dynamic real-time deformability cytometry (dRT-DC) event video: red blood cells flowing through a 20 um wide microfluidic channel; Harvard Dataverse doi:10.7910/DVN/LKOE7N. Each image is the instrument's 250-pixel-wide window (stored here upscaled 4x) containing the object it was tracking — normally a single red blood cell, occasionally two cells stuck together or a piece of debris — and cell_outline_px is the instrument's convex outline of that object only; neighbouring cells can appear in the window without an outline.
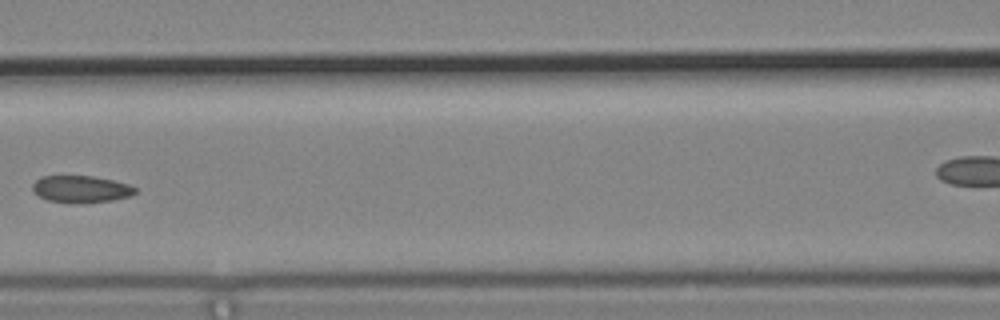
{"species": "common noctule bat (a hibernating species)", "species_latin": "Nyctalus noctula", "temperature_condition": "cold", "stored_images_in_passage": 9, "segment_of_instrument_passage": [1, 2], "camera_frame_rate_fps": 3000, "um_per_image_px": 0.085, "animal": {"sex": "male", "body_mass_g": 19.2, "forearm_length_mm": 51.8}, "frame": {"image": 1, "passage_image": 7, "time_ms": 2.0, "image_size_px": [1000, 320], "cell_outline_px": [[136, 192], [132, 196], [112, 200], [72, 204], [48, 200], [40, 196], [32, 188], [32, 184], [40, 176], [92, 176], [112, 180], [128, 184], [136, 188]], "centroid_in_image_um": [6.89, 16.08], "position_along_channel_um": 159.7, "area_um2": 16.13}}
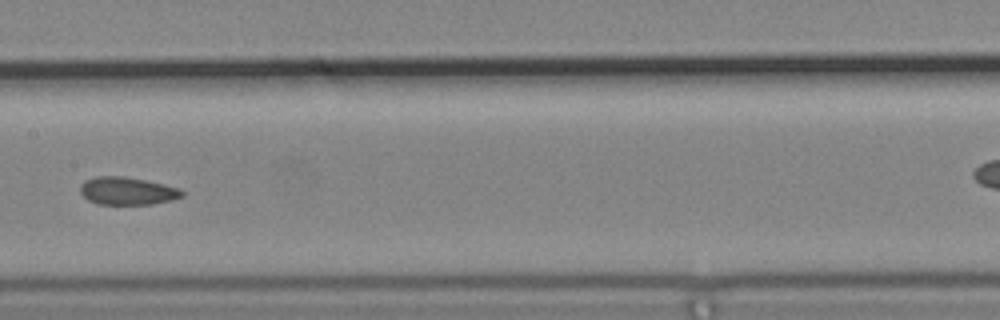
{"frame": {"image": 2, "passage_image": 8, "time_ms": 2.333, "image_size_px": [1000, 320], "cell_outline_px": [[184, 196], [172, 200], [152, 204], [96, 204], [88, 200], [80, 192], [80, 184], [84, 180], [96, 176], [124, 176], [164, 184], [180, 188], [184, 192]], "centroid_in_image_um": [10.82, 16.23], "position_along_channel_um": 196.6, "area_um2": 16.59}}